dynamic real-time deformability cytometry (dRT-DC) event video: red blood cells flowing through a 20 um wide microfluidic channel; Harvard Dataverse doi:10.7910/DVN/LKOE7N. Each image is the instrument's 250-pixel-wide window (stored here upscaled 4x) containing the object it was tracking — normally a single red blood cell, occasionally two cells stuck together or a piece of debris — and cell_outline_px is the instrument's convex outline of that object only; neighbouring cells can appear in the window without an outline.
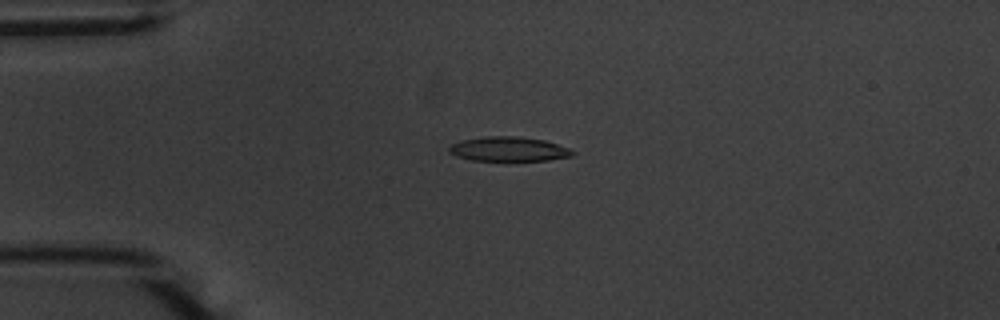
{"species": "common noctule bat (a hibernating species)", "species_latin": "Nyctalus noctula", "temperature_condition": "warm", "stored_images_in_passage": 52, "camera_frame_rate_fps": 3000, "um_per_image_px": 0.085, "animal": {"sex": "male", "body_mass_g": 20.1, "forearm_length_mm": 53.5}, "frame": {"image": 1, "passage_image": 10, "time_ms": 3.0, "image_size_px": [1000, 320], "cell_outline_px": [[576, 152], [572, 156], [548, 160], [472, 160], [456, 156], [448, 152], [448, 148], [452, 144], [464, 140], [488, 136], [516, 136], [544, 140], [568, 148]], "centroid_in_image_um": [43.24, 12.67], "position_along_channel_um": 41.8, "area_um2": 17.34}}
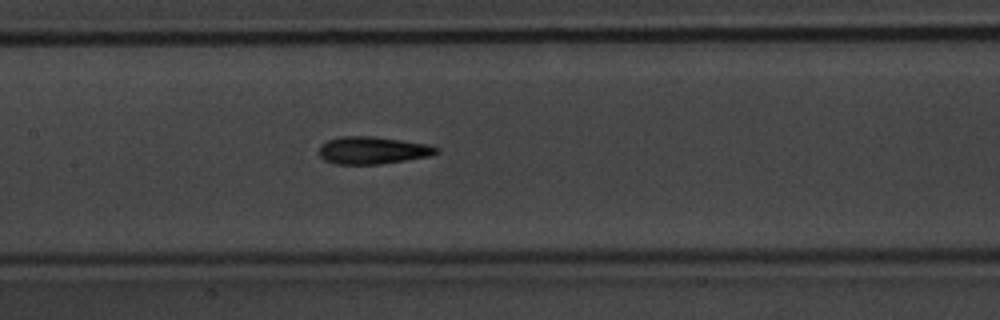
{"frame": {"image": 2, "passage_image": 23, "time_ms": 7.333, "image_size_px": [1000, 320], "cell_outline_px": [[440, 152], [428, 156], [380, 164], [336, 164], [324, 160], [320, 156], [320, 144], [328, 140], [340, 136], [372, 136], [428, 144], [440, 148]], "centroid_in_image_um": [31.67, 12.77], "position_along_channel_um": 175.7, "area_um2": 18.67}}
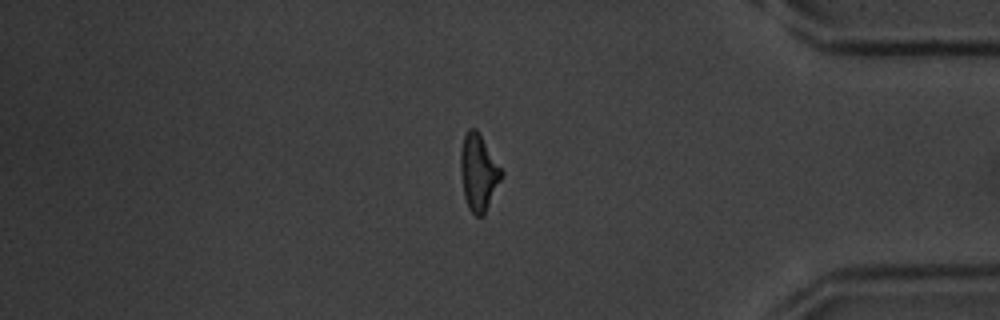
{"frame": {"image": 3, "passage_image": 43, "time_ms": 14.0, "image_size_px": [1000, 320], "cell_outline_px": [[504, 176], [484, 216], [476, 216], [468, 208], [464, 196], [460, 172], [460, 148], [464, 136], [468, 128], [476, 128], [504, 172]], "centroid_in_image_um": [40.68, 14.67], "position_along_channel_um": 394.5, "area_um2": 18.55}, "authors_computed_cell_mechanics": {"area_um2": 17.9758, "velocity_mm_per_s": 3.6845, "shape_relaxation_time_tau1_ms": 4.8023, "shape_relaxation_time_tau2_ms": 2.8423, "deformation_change_tau1": 0.1756, "deformation_change_tau2": 0.1293}}